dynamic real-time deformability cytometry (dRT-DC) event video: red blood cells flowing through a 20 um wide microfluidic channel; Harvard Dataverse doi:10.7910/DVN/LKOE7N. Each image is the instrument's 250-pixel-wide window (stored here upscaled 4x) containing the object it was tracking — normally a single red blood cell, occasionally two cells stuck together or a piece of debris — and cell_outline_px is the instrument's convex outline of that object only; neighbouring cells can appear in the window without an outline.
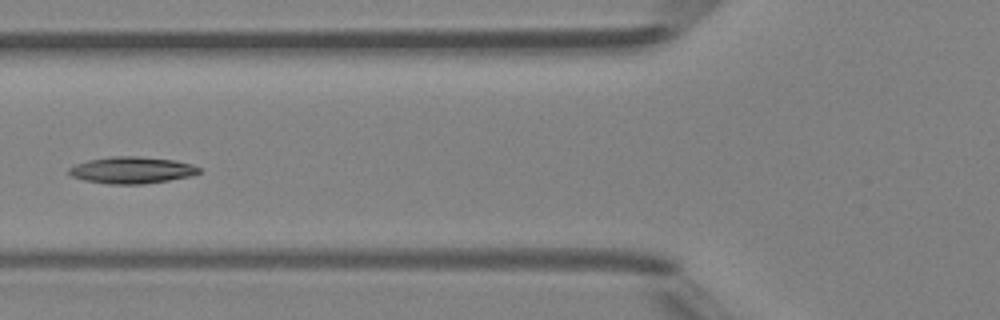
{"species": "Egyptian fruit bat (a non-hibernating species)", "species_latin": "Rousettus aegyptiacus", "temperature_condition": "room temperature", "stored_images_in_passage": 5, "camera_frame_rate_fps": 3000, "um_per_image_px": 0.085, "animal": {"sex": "female"}, "frame": {"image": 1, "passage_image": 5, "time_ms": 5.333, "image_size_px": [1000, 320], "cell_outline_px": [[200, 172], [192, 176], [144, 184], [108, 184], [84, 180], [72, 176], [68, 172], [68, 168], [76, 164], [88, 160], [112, 156], [136, 156], [176, 160], [192, 164], [200, 168]], "centroid_in_image_um": [11.21, 14.46], "position_along_channel_um": 114.6, "area_um2": 20.29}}